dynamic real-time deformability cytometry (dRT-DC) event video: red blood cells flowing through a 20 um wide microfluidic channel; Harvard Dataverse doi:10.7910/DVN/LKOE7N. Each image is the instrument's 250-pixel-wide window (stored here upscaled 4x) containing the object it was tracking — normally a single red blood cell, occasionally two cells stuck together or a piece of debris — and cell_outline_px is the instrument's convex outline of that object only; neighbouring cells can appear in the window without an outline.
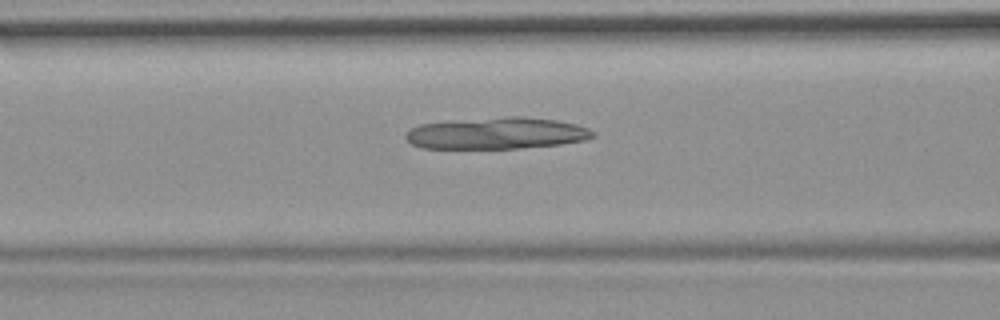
{"species": "common noctule bat (a hibernating species)", "species_latin": "Nyctalus noctula", "temperature_condition": "room temperature", "stored_images_in_passage": 6, "segment_of_instrument_passage": [2, 2], "camera_frame_rate_fps": 3000, "um_per_image_px": 0.085, "animal": {"sex": "female", "body_mass_g": 19.9}, "frame": {"image": 1, "passage_image": 6, "time_ms": 1.667, "image_size_px": [1000, 320], "cell_outline_px": [[596, 136], [584, 140], [560, 144], [520, 148], [424, 148], [412, 144], [404, 136], [404, 132], [420, 124], [508, 116], [524, 116], [556, 120], [576, 124], [588, 128]], "centroid_in_image_um": [42.23, 11.33], "position_along_channel_um": 124.4, "area_um2": 34.22}}